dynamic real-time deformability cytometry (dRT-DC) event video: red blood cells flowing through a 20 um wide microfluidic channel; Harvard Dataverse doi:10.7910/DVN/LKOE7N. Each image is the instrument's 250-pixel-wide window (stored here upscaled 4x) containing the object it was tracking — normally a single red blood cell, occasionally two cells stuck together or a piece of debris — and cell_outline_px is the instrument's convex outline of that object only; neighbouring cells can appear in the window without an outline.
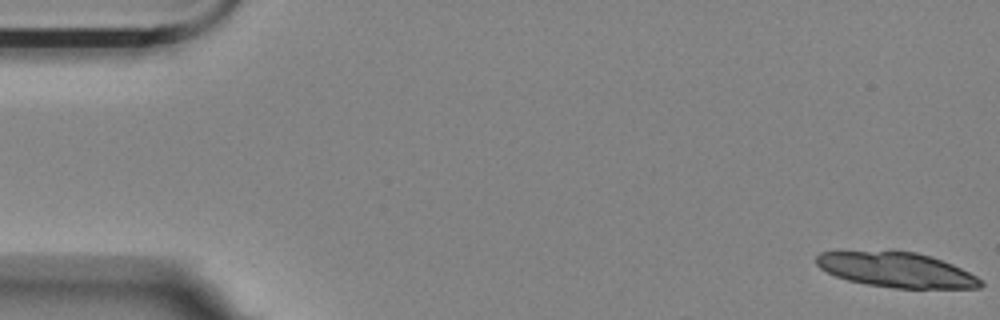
{"species": "Egyptian fruit bat (a non-hibernating species)", "species_latin": "Rousettus aegyptiacus", "temperature_condition": "room temperature", "stored_images_in_passage": 3, "camera_frame_rate_fps": 3000, "um_per_image_px": 0.085, "animal": {"sex": "female"}, "frame": {"image": 1, "passage_image": 1, "time_ms": 0.0, "image_size_px": [1000, 320], "cell_outline_px": [[984, 284], [980, 288], [892, 288], [868, 284], [848, 280], [836, 276], [820, 268], [816, 264], [816, 256], [820, 252], [916, 252], [932, 256], [952, 264], [984, 280]], "centroid_in_image_um": [76.25, 22.95], "position_along_channel_um": 8.8, "area_um2": 33.0}}